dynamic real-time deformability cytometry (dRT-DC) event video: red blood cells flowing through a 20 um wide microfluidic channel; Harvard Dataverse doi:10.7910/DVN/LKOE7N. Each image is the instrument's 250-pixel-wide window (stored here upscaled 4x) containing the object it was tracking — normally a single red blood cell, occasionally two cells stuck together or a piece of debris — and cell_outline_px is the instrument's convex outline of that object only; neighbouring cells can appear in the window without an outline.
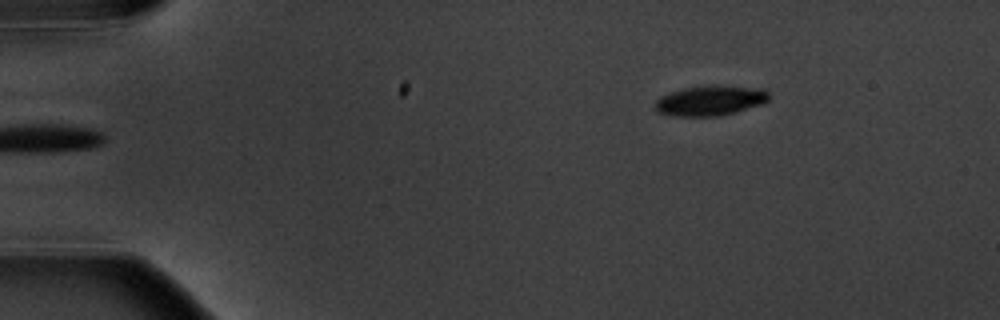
{"species": "common noctule bat (a hibernating species)", "species_latin": "Nyctalus noctula", "temperature_condition": "warm", "stored_images_in_passage": 5, "camera_frame_rate_fps": 3000, "um_per_image_px": 0.085, "animal": {"sex": "male", "body_mass_g": 20.1, "forearm_length_mm": 53.5}, "frame": {"image": 1, "passage_image": 5, "time_ms": 4.667, "image_size_px": [1000, 320], "cell_outline_px": [[768, 100], [764, 104], [736, 112], [720, 116], [676, 116], [656, 112], [656, 100], [660, 96], [684, 88], [716, 84], [764, 88], [768, 92]], "centroid_in_image_um": [60.42, 8.54], "position_along_channel_um": 24.6, "area_um2": 20.23}}